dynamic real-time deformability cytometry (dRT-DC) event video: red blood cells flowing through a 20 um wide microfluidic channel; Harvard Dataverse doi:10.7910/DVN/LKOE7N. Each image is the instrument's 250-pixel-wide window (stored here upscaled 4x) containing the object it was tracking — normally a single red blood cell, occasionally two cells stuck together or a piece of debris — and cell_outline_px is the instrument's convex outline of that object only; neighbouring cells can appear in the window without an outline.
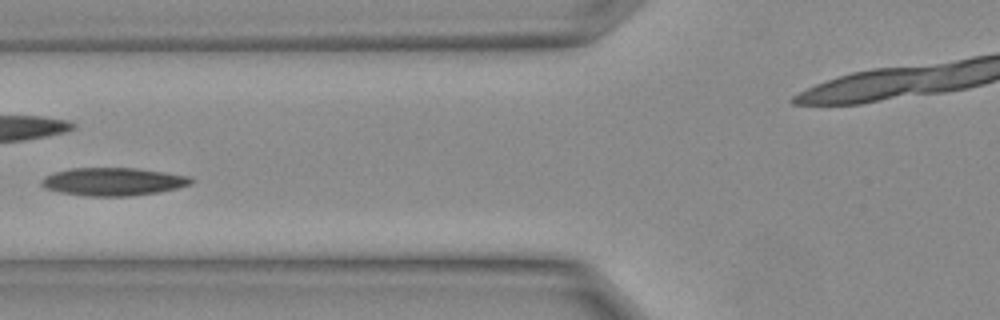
{"species": "Egyptian fruit bat (a non-hibernating species)", "species_latin": "Rousettus aegyptiacus", "temperature_condition": "warm", "stored_images_in_passage": 8, "camera_frame_rate_fps": 3000, "um_per_image_px": 0.085, "animal": {"sex": "female"}, "frame": {"image": 1, "passage_image": 7, "time_ms": 2.0, "image_size_px": [1000, 320], "cell_outline_px": [[196, 180], [192, 184], [176, 188], [156, 192], [128, 196], [88, 196], [60, 192], [44, 188], [40, 184], [40, 180], [44, 176], [68, 168], [136, 168], [192, 176]], "centroid_in_image_um": [9.62, 15.43], "position_along_channel_um": 116.2, "area_um2": 24.45}}